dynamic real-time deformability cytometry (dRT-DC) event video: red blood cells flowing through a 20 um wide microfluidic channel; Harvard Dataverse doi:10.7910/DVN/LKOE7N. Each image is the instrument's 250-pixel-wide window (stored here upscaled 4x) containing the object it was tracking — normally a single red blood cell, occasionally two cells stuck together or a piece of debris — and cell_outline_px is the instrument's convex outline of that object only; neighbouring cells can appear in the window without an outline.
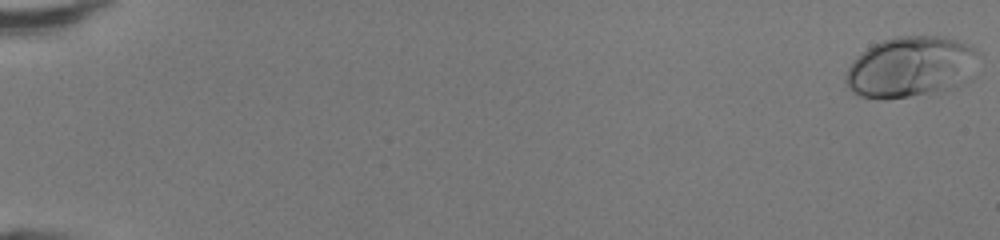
{"species": "human", "species_latin": "Homo sapiens", "temperature_condition": "room temperature", "stored_images_in_passage": 49, "camera_frame_rate_fps": 3000, "um_per_image_px": 0.085, "donor": {"sex": "female"}, "frame": {"image": 1, "passage_image": 1, "time_ms": 0.0, "image_size_px": [1000, 240], "cell_outline_px": [[980, 52], [944, 88], [928, 92], [908, 96], [860, 96], [852, 92], [844, 84], [844, 76], [848, 68], [872, 44], [896, 36], [940, 36], [972, 44]], "centroid_in_image_um": [77.21, 5.6], "position_along_channel_um": 7.8, "area_um2": 43.81}}
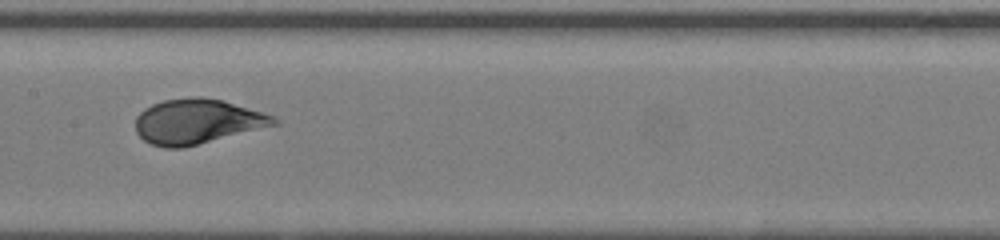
{"frame": {"image": 2, "passage_image": 27, "time_ms": 8.667, "image_size_px": [1000, 240], "cell_outline_px": [[280, 124], [184, 148], [164, 148], [152, 144], [144, 140], [136, 132], [136, 116], [144, 108], [152, 104], [164, 100], [192, 96], [200, 96], [224, 100], [276, 116], [280, 120]], "centroid_in_image_um": [16.8, 10.32], "position_along_channel_um": 190.6, "area_um2": 36.65}}
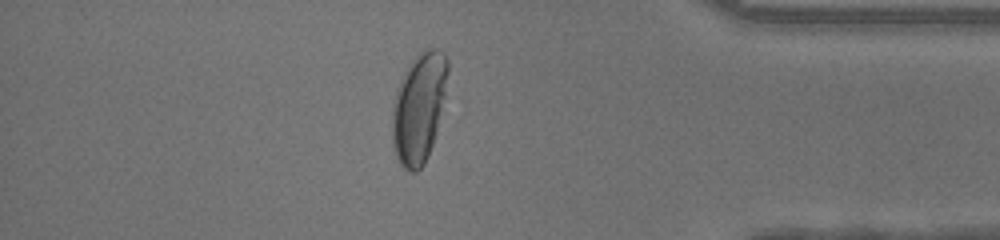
{"frame": {"image": 3, "passage_image": 43, "time_ms": 14.0, "image_size_px": [1000, 240], "cell_outline_px": [[448, 72], [444, 96], [436, 132], [428, 156], [424, 164], [416, 172], [408, 172], [400, 164], [396, 156], [392, 144], [392, 104], [396, 88], [408, 64], [424, 48], [436, 48], [444, 52], [448, 60]], "centroid_in_image_um": [35.58, 9.14], "position_along_channel_um": 399.6, "area_um2": 35.78}, "authors_computed_cell_mechanics": {"area_um2": 37.281, "velocity_mm_per_s": 4.3279, "shape_relaxation_time_tau1_ms": 2.5959, "shape_relaxation_time_tau2_ms": null, "deformation_change_tau1": 0.1722, "deformation_change_tau2": null}}